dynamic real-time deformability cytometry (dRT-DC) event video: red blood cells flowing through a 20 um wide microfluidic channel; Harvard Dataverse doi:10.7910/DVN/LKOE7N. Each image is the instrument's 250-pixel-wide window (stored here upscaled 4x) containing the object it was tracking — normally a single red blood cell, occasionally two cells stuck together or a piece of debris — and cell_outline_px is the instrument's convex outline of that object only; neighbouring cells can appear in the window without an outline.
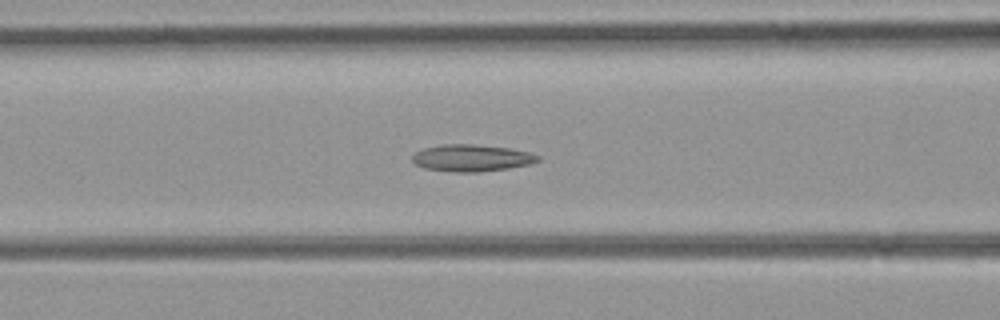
{"species": "common noctule bat (a hibernating species)", "species_latin": "Nyctalus noctula", "temperature_condition": "room temperature", "stored_images_in_passage": 38, "camera_frame_rate_fps": 3000, "um_per_image_px": 0.085, "animal": {"sex": "female", "body_mass_g": 21.9}, "frame": {"image": 1, "passage_image": 7, "time_ms": 2.0, "image_size_px": [1000, 320], "cell_outline_px": [[540, 160], [528, 164], [508, 168], [476, 172], [456, 172], [424, 168], [416, 164], [412, 160], [412, 156], [416, 152], [424, 148], [440, 144], [472, 144], [508, 148], [528, 152], [540, 156]], "centroid_in_image_um": [40.06, 13.42], "position_along_channel_um": 126.5, "area_um2": 19.48}}
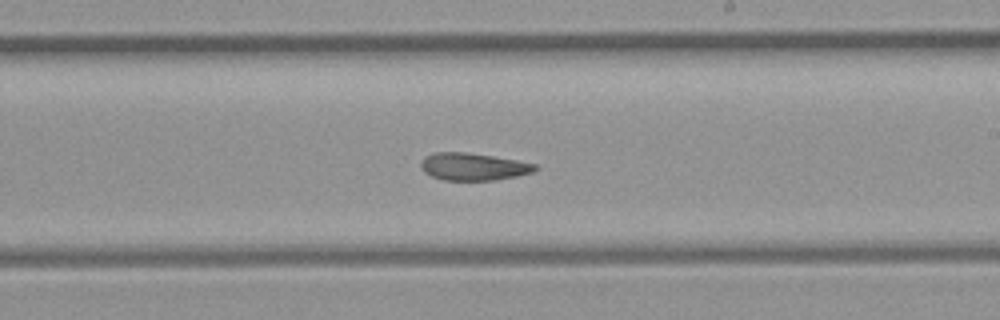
{"frame": {"image": 2, "passage_image": 16, "time_ms": 5.0, "image_size_px": [1000, 320], "cell_outline_px": [[540, 168], [532, 172], [516, 176], [496, 180], [444, 180], [432, 176], [424, 172], [420, 168], [420, 160], [424, 156], [436, 152], [468, 152], [516, 160], [536, 164]], "centroid_in_image_um": [40.2, 14.16], "position_along_channel_um": 248.8, "area_um2": 18.32}}
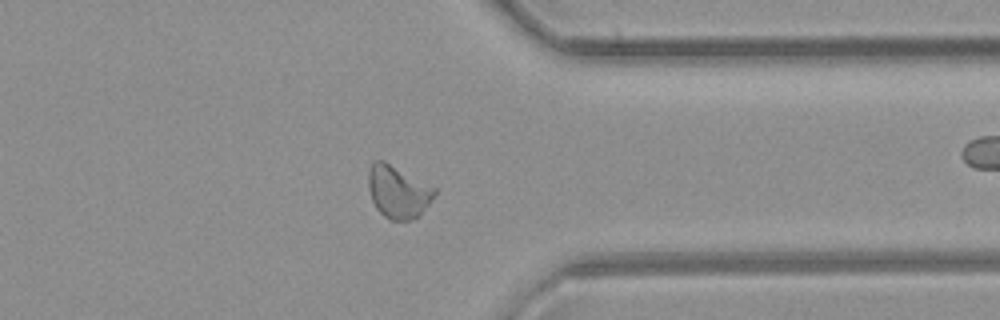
{"frame": {"image": 3, "passage_image": 26, "time_ms": 8.333, "image_size_px": [1000, 320], "cell_outline_px": [[436, 192], [420, 216], [408, 220], [392, 220], [384, 216], [376, 208], [372, 200], [368, 188], [368, 172], [372, 164], [376, 160], [384, 160], [436, 188]], "centroid_in_image_um": [33.82, 16.3], "position_along_channel_um": 377.6, "area_um2": 20.11}}